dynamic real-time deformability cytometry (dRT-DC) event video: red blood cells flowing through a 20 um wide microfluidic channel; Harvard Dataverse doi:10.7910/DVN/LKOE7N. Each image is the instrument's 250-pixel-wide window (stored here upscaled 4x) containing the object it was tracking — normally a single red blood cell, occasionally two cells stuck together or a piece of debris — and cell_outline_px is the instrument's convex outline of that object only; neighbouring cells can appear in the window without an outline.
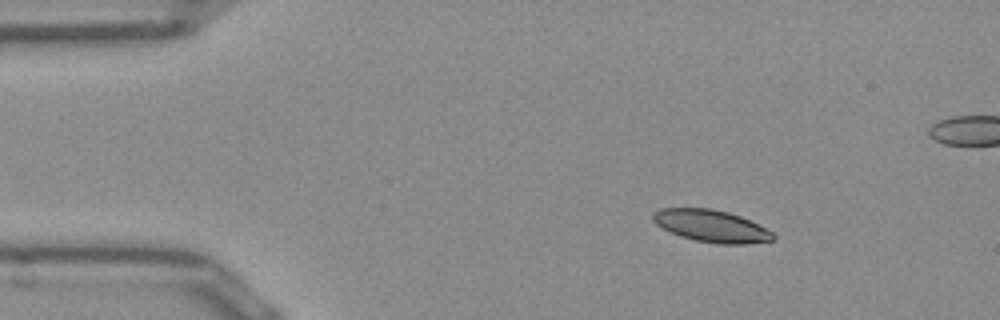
{"species": "Egyptian fruit bat (a non-hibernating species)", "species_latin": "Rousettus aegyptiacus", "temperature_condition": "room temperature", "stored_images_in_passage": 46, "camera_frame_rate_fps": 3000, "um_per_image_px": 0.085, "frame": {"image": 1, "passage_image": 1, "time_ms": 0.0, "image_size_px": [1000, 320], "cell_outline_px": [[776, 240], [744, 244], [720, 244], [696, 240], [680, 236], [660, 228], [652, 220], [652, 212], [660, 208], [712, 208], [728, 212], [740, 216], [772, 232], [776, 236]], "centroid_in_image_um": [60.42, 19.2], "position_along_channel_um": 24.6, "area_um2": 22.54}}
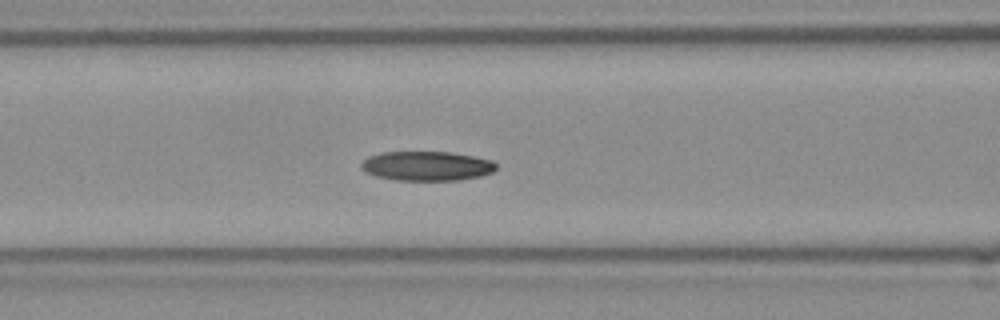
{"frame": {"image": 2, "passage_image": 14, "time_ms": 4.333, "image_size_px": [1000, 320], "cell_outline_px": [[496, 168], [492, 172], [480, 176], [460, 180], [396, 180], [376, 176], [360, 168], [360, 164], [368, 156], [384, 152], [452, 152], [492, 160], [496, 164]], "centroid_in_image_um": [36.28, 14.1], "position_along_channel_um": 130.3, "area_um2": 23.06}}
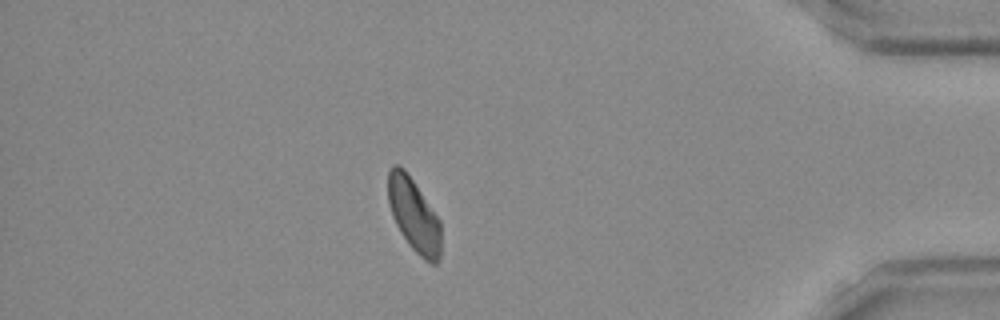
{"frame": {"image": 3, "passage_image": 38, "time_ms": 12.333, "image_size_px": [1000, 320], "cell_outline_px": [[440, 256], [436, 264], [432, 264], [424, 260], [408, 244], [400, 232], [392, 216], [388, 200], [388, 168], [392, 164], [396, 164], [404, 168], [440, 220]], "centroid_in_image_um": [35.16, 18.27], "position_along_channel_um": 400.0, "area_um2": 22.54}, "authors_computed_cell_mechanics": {"area_um2": 22.9755, "velocity_mm_per_s": 3.9153, "shape_relaxation_time_tau1_ms": 7.9133, "shape_relaxation_time_tau2_ms": null, "deformation_change_tau1": 0.1423, "deformation_change_tau2": null}}